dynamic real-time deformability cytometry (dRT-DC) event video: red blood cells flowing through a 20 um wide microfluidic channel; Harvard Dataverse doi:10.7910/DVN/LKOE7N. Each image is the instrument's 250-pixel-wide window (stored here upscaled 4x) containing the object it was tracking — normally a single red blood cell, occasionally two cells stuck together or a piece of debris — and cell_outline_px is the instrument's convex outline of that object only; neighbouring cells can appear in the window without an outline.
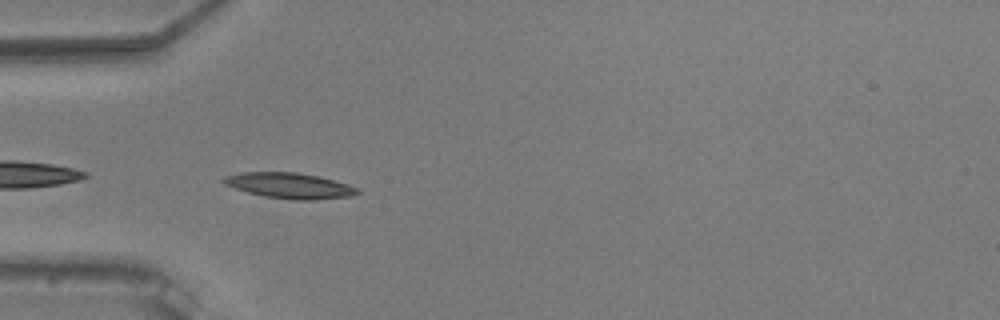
{"species": "common noctule bat (a hibernating species)", "species_latin": "Nyctalus noctula", "temperature_condition": "warm", "stored_images_in_passage": 34, "camera_frame_rate_fps": 3000, "um_per_image_px": 0.085, "animal": {"sex": "male", "body_mass_g": 20.5, "forearm_length_mm": 52.5}, "frame": {"image": 1, "passage_image": 2, "time_ms": 0.333, "image_size_px": [1000, 320], "cell_outline_px": [[360, 192], [352, 196], [316, 200], [292, 200], [264, 196], [248, 192], [224, 184], [220, 180], [224, 176], [240, 172], [296, 172], [320, 176], [348, 184], [356, 188]], "centroid_in_image_um": [24.61, 15.77], "position_along_channel_um": 60.4, "area_um2": 20.06}}
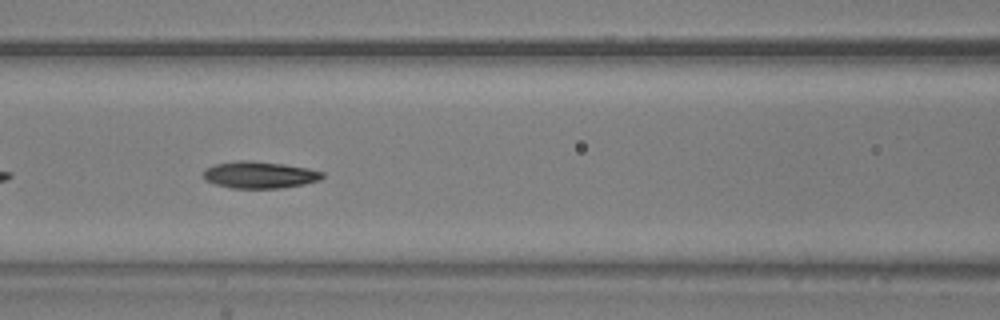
{"frame": {"image": 2, "passage_image": 9, "time_ms": 2.667, "image_size_px": [1000, 320], "cell_outline_px": [[324, 176], [320, 180], [304, 184], [280, 188], [232, 188], [216, 184], [204, 180], [204, 172], [208, 168], [216, 164], [236, 160], [248, 160], [284, 164], [308, 168], [324, 172]], "centroid_in_image_um": [22.09, 14.86], "position_along_channel_um": 144.5, "area_um2": 18.55}}
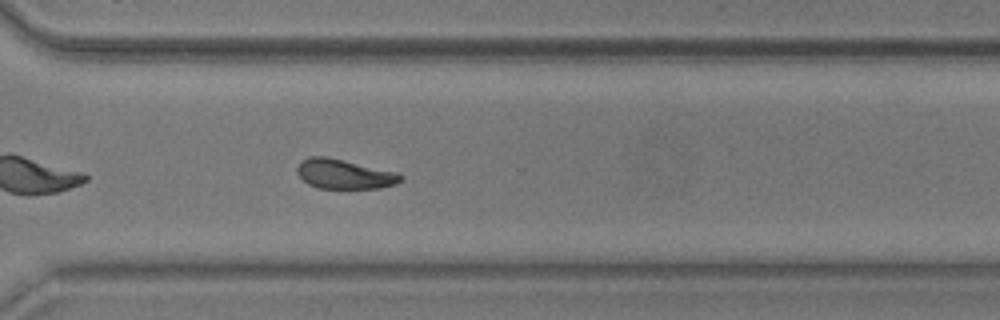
{"frame": {"image": 3, "passage_image": 25, "time_ms": 8.0, "image_size_px": [1000, 320], "cell_outline_px": [[404, 176], [396, 184], [380, 188], [316, 188], [308, 184], [296, 172], [296, 168], [304, 160], [312, 156], [328, 156], [396, 172]], "centroid_in_image_um": [29.27, 14.8], "position_along_channel_um": 341.3, "area_um2": 17.74}, "authors_computed_cell_mechanics": {"area_um2": 18.1492, "velocity_mm_per_s": 3.6957, "shape_relaxation_time_tau1_ms": 3.4301, "shape_relaxation_time_tau2_ms": 11.1396, "deformation_change_tau1": 0.1277, "deformation_change_tau2": 0.1666}}